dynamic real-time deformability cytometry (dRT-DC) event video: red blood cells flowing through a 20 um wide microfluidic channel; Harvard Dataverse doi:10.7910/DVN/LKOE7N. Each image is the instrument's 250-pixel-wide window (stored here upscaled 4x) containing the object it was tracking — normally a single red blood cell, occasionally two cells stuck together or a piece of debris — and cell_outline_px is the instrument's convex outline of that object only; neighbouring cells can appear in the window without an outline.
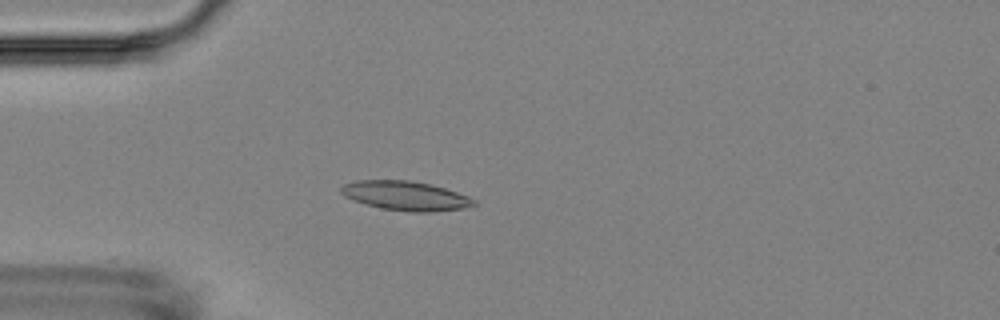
{"species": "Egyptian fruit bat (a non-hibernating species)", "species_latin": "Rousettus aegyptiacus", "temperature_condition": "room temperature", "stored_images_in_passage": 4, "camera_frame_rate_fps": 3000, "um_per_image_px": 0.085, "animal": {"sex": "female"}, "frame": {"image": 1, "passage_image": 4, "time_ms": 3.333, "image_size_px": [1000, 320], "cell_outline_px": [[476, 204], [464, 208], [432, 212], [412, 212], [380, 208], [344, 196], [340, 192], [340, 188], [344, 184], [356, 180], [408, 180], [432, 184], [468, 196], [476, 200]], "centroid_in_image_um": [34.49, 16.63], "position_along_channel_um": 50.5, "area_um2": 22.54}}